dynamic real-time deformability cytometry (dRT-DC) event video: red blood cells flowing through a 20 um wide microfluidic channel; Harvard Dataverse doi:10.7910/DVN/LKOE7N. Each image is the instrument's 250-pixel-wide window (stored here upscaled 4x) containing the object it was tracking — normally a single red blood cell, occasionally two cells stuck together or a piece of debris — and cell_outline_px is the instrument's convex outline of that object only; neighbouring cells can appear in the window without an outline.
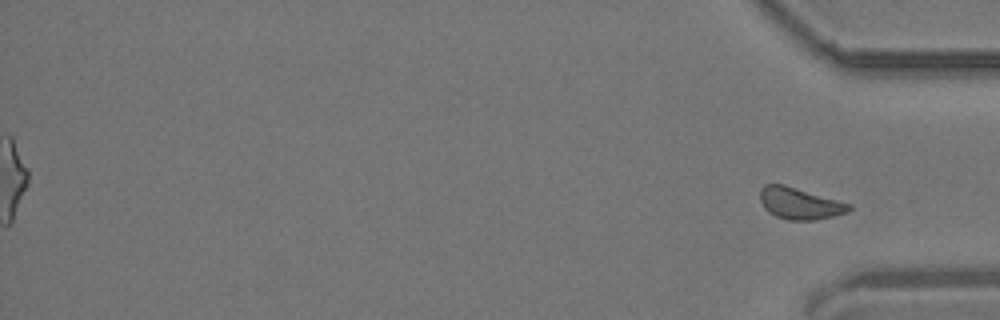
{"species": "common noctule bat (a hibernating species)", "species_latin": "Nyctalus noctula", "temperature_condition": "room temperature", "stored_images_in_passage": 56, "segment_of_instrument_passage": [2, 2], "camera_frame_rate_fps": 3000, "um_per_image_px": 0.085, "animal": {"sex": "male", "body_mass_g": 19.2, "forearm_length_mm": 51.8}, "frame": {"image": 1, "passage_image": 56, "time_ms": 18.333, "image_size_px": [1000, 320], "cell_outline_px": [[852, 208], [848, 212], [832, 216], [812, 220], [788, 220], [776, 216], [768, 212], [764, 208], [760, 200], [760, 188], [764, 184], [784, 184], [852, 204]], "centroid_in_image_um": [67.96, 17.28], "position_along_channel_um": 367.2, "area_um2": 16.42}}